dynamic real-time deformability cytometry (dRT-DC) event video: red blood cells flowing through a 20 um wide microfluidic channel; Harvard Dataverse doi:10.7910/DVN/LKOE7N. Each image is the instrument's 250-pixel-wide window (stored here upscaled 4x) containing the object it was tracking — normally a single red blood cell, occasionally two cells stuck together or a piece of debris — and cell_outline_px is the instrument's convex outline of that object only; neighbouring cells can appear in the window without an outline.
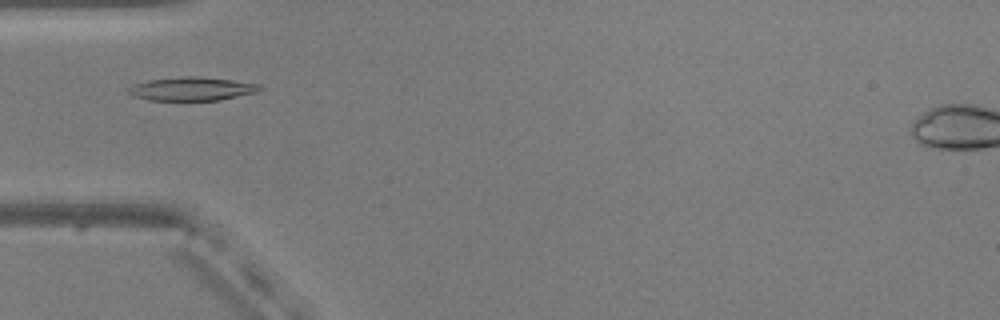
{"species": "common noctule bat (a hibernating species)", "species_latin": "Nyctalus noctula", "temperature_condition": "warm", "stored_images_in_passage": 49, "camera_frame_rate_fps": 3000, "um_per_image_px": 0.085, "animal": {"sex": "male", "body_mass_g": 20.5, "forearm_length_mm": 52.5}, "frame": {"image": 1, "passage_image": 13, "time_ms": 4.0, "image_size_px": [1000, 320], "cell_outline_px": [[264, 88], [256, 92], [220, 100], [148, 100], [132, 96], [128, 92], [128, 88], [136, 84], [148, 80], [180, 76], [192, 76], [232, 80], [260, 84]], "centroid_in_image_um": [16.31, 7.55], "position_along_channel_um": 68.7, "area_um2": 17.92}}
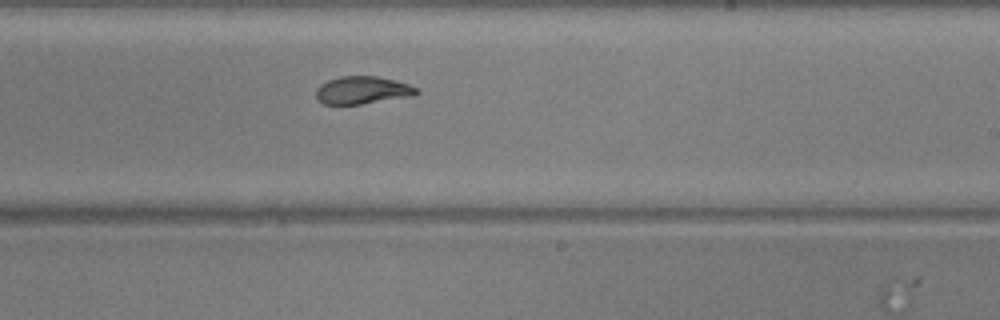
{"frame": {"image": 2, "passage_image": 28, "time_ms": 9.0, "image_size_px": [1000, 320], "cell_outline_px": [[420, 92], [416, 96], [360, 104], [324, 104], [316, 100], [316, 88], [320, 84], [328, 80], [340, 76], [376, 76], [408, 84], [420, 88]], "centroid_in_image_um": [30.83, 7.67], "position_along_channel_um": 258.2, "area_um2": 16.42}}
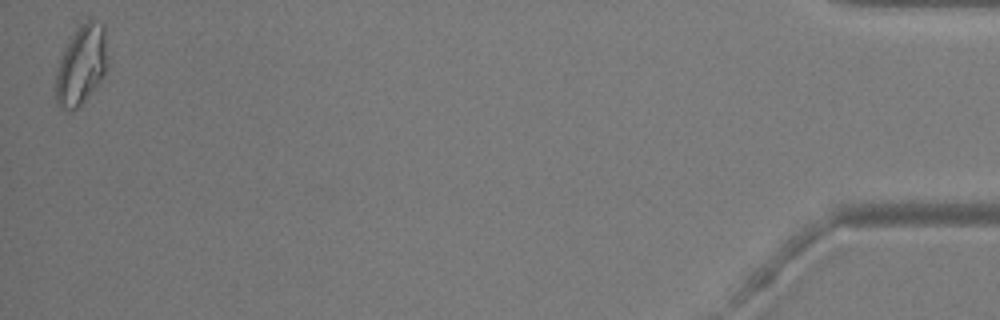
{"frame": {"image": 3, "passage_image": 49, "time_ms": 16.0, "image_size_px": [1000, 320], "cell_outline_px": [[108, 64], [104, 76], [96, 88], [72, 112], [68, 112], [56, 104], [56, 72], [64, 48], [80, 24], [88, 16], [104, 24]], "centroid_in_image_um": [6.94, 5.5], "position_along_channel_um": 428.3, "area_um2": 24.33}, "authors_computed_cell_mechanics": {"area_um2": 17.8602, "velocity_mm_per_s": 3.7684, "shape_relaxation_time_tau1_ms": 6.7356, "shape_relaxation_time_tau2_ms": 1.5919, "deformation_change_tau1": 0.2139, "deformation_change_tau2": 0.0599}}